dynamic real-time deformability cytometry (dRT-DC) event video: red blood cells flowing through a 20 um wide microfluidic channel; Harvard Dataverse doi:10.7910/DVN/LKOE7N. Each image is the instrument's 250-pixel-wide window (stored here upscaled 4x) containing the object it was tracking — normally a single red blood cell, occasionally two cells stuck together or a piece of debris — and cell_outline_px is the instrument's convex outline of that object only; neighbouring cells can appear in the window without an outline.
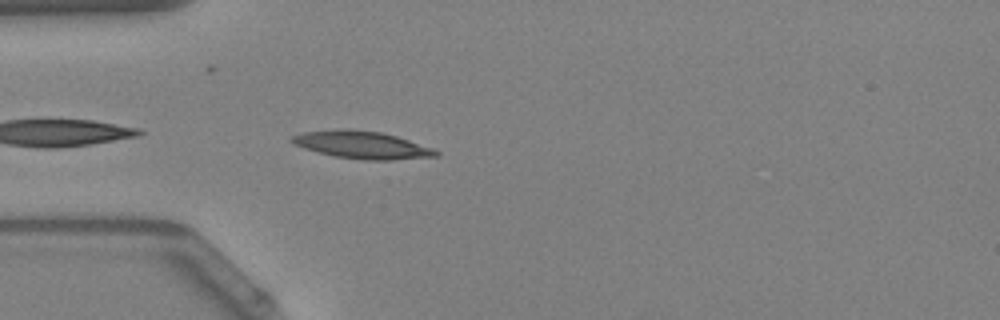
{"species": "Egyptian fruit bat (a non-hibernating species)", "species_latin": "Rousettus aegyptiacus", "temperature_condition": "warm", "stored_images_in_passage": 9, "camera_frame_rate_fps": 3000, "um_per_image_px": 0.085, "animal": {"sex": "female"}, "frame": {"image": 1, "passage_image": 2, "time_ms": 0.333, "image_size_px": [1000, 320], "cell_outline_px": [[440, 156], [392, 160], [364, 160], [336, 156], [304, 148], [292, 144], [288, 140], [292, 136], [304, 132], [344, 128], [380, 132], [396, 136], [432, 148], [440, 152]], "centroid_in_image_um": [30.76, 12.32], "position_along_channel_um": 54.2, "area_um2": 22.95}}
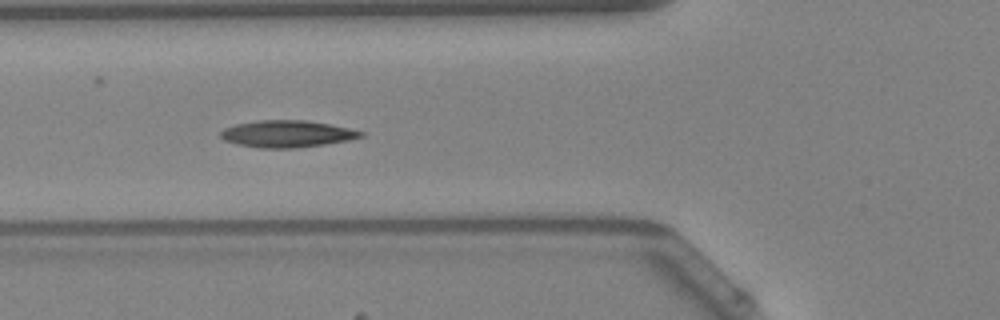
{"frame": {"image": 2, "passage_image": 6, "time_ms": 1.667, "image_size_px": [1000, 320], "cell_outline_px": [[364, 136], [348, 140], [324, 144], [296, 148], [256, 148], [236, 144], [224, 140], [220, 136], [220, 132], [224, 128], [236, 124], [260, 120], [304, 120], [328, 124], [348, 128], [364, 132]], "centroid_in_image_um": [24.36, 11.38], "position_along_channel_um": 101.4, "area_um2": 21.91}}